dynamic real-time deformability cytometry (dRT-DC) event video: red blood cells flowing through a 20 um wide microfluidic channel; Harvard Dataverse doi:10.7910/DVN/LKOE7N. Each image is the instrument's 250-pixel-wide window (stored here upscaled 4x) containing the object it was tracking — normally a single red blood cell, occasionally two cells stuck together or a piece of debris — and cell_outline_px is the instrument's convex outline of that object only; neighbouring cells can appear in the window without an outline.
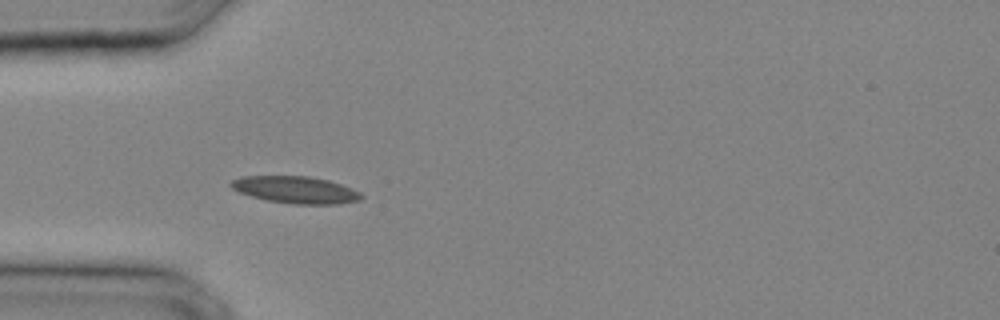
{"species": "common noctule bat (a hibernating species)", "species_latin": "Nyctalus noctula", "temperature_condition": "cold", "stored_images_in_passage": 13, "camera_frame_rate_fps": 3000, "um_per_image_px": 0.085, "animal": {"sex": "male", "body_mass_g": 20.4}, "frame": {"image": 1, "passage_image": 1, "time_ms": 0.0, "image_size_px": [1000, 320], "cell_outline_px": [[364, 196], [360, 200], [336, 204], [292, 204], [268, 200], [252, 196], [240, 192], [232, 188], [228, 184], [232, 180], [240, 176], [308, 176], [328, 180], [352, 188], [360, 192]], "centroid_in_image_um": [25.13, 16.13], "position_along_channel_um": 59.9, "area_um2": 20.46}}
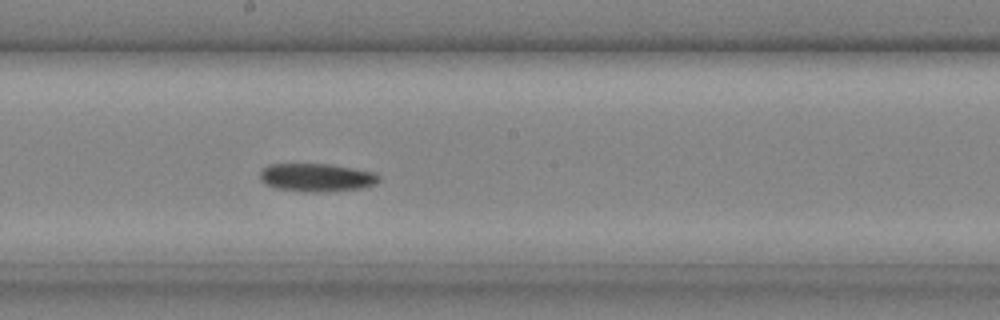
{"frame": {"image": 2, "passage_image": 9, "time_ms": 2.667, "image_size_px": [1000, 320], "cell_outline_px": [[380, 180], [376, 184], [360, 188], [320, 192], [308, 192], [276, 188], [264, 184], [260, 180], [260, 172], [268, 164], [332, 164], [376, 172], [380, 176]], "centroid_in_image_um": [26.92, 15.08], "position_along_channel_um": 221.3, "area_um2": 19.65}}
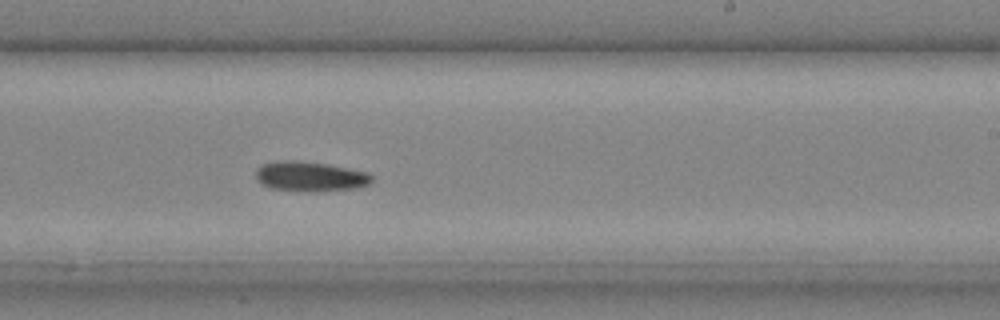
{"frame": {"image": 3, "passage_image": 11, "time_ms": 3.333, "image_size_px": [1000, 320], "cell_outline_px": [[372, 180], [368, 184], [356, 188], [316, 192], [308, 192], [272, 188], [264, 184], [256, 176], [256, 168], [260, 164], [276, 160], [296, 160], [328, 164], [368, 172], [372, 176]], "centroid_in_image_um": [26.36, 14.98], "position_along_channel_um": 262.6, "area_um2": 20.29}}